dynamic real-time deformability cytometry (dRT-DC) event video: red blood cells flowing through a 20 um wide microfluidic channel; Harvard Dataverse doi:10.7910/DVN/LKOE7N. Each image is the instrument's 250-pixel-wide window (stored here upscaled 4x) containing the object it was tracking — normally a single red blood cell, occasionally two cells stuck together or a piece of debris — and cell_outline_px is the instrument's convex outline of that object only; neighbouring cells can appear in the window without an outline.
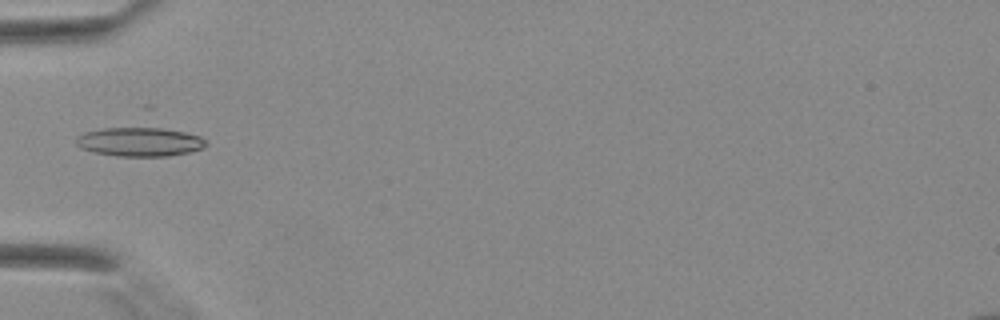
{"species": "Egyptian fruit bat (a non-hibernating species)", "species_latin": "Rousettus aegyptiacus", "temperature_condition": "warm", "stored_images_in_passage": 28, "camera_frame_rate_fps": 3000, "um_per_image_px": 0.085, "animal": {"sex": "female"}, "frame": {"image": 1, "passage_image": 1, "time_ms": 0.0, "image_size_px": [1000, 320], "cell_outline_px": [[208, 144], [200, 148], [188, 152], [168, 156], [116, 156], [92, 152], [80, 148], [76, 144], [76, 136], [84, 132], [104, 128], [144, 124], [148, 124], [184, 132], [200, 136], [208, 140]], "centroid_in_image_um": [11.85, 12.0], "position_along_channel_um": 73.1, "area_um2": 22.95}}
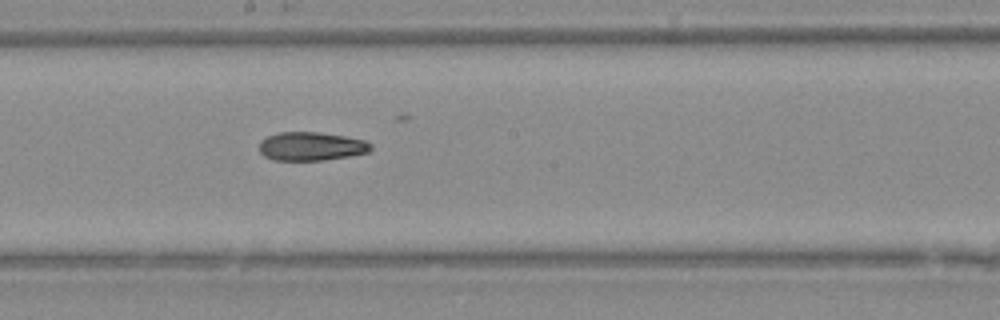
{"frame": {"image": 2, "passage_image": 10, "time_ms": 3.0, "image_size_px": [1000, 320], "cell_outline_px": [[372, 148], [368, 152], [352, 156], [324, 160], [272, 160], [264, 156], [260, 152], [260, 140], [268, 136], [280, 132], [316, 132], [344, 136], [364, 140], [372, 144]], "centroid_in_image_um": [26.46, 12.44], "position_along_channel_um": 221.7, "area_um2": 18.61}}
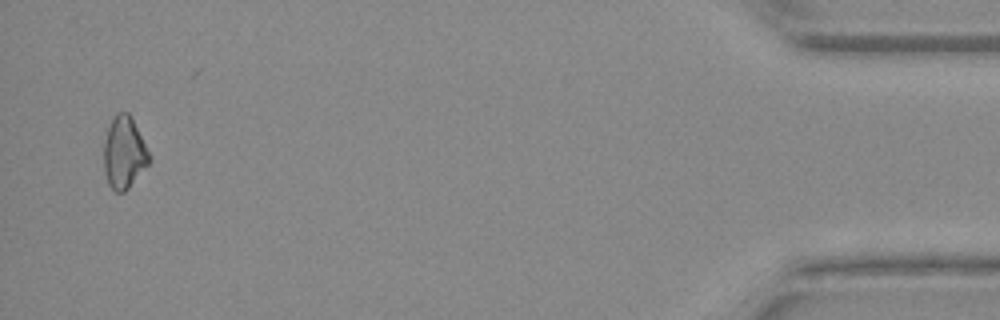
{"frame": {"image": 3, "passage_image": 27, "time_ms": 8.667, "image_size_px": [1000, 320], "cell_outline_px": [[148, 164], [128, 188], [124, 192], [116, 192], [108, 184], [104, 172], [104, 140], [112, 116], [116, 112], [128, 112], [148, 152]], "centroid_in_image_um": [10.49, 12.98], "position_along_channel_um": 424.7, "area_um2": 18.55}}